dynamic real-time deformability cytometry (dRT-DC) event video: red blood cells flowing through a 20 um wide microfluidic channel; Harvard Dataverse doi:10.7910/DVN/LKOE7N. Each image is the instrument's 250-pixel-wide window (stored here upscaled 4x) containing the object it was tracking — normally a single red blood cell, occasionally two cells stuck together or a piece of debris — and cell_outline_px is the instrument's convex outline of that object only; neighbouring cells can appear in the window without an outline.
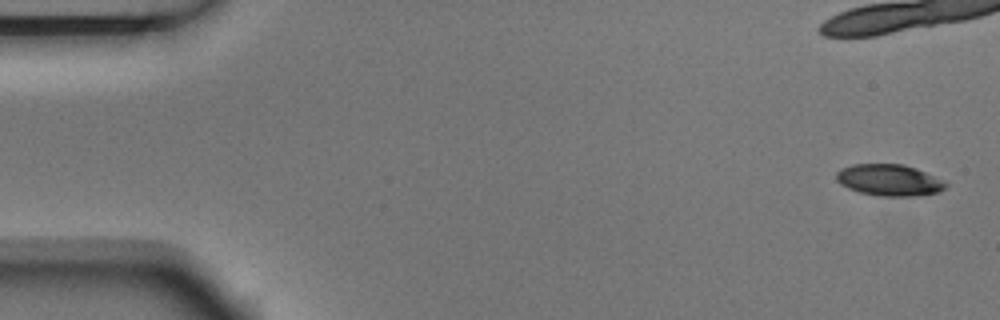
{"species": "Egyptian fruit bat (a non-hibernating species)", "species_latin": "Rousettus aegyptiacus", "temperature_condition": "room temperature", "stored_images_in_passage": 5, "camera_frame_rate_fps": 3000, "um_per_image_px": 0.085, "animal": {"sex": "male"}, "frame": {"image": 1, "passage_image": 5, "time_ms": 1.333, "image_size_px": [1000, 320], "cell_outline_px": [[948, 184], [940, 192], [916, 196], [880, 196], [860, 192], [848, 188], [840, 184], [836, 180], [836, 172], [840, 168], [852, 164], [904, 164], [916, 168], [944, 180]], "centroid_in_image_um": [75.58, 15.3], "position_along_channel_um": 9.4, "area_um2": 20.23}}